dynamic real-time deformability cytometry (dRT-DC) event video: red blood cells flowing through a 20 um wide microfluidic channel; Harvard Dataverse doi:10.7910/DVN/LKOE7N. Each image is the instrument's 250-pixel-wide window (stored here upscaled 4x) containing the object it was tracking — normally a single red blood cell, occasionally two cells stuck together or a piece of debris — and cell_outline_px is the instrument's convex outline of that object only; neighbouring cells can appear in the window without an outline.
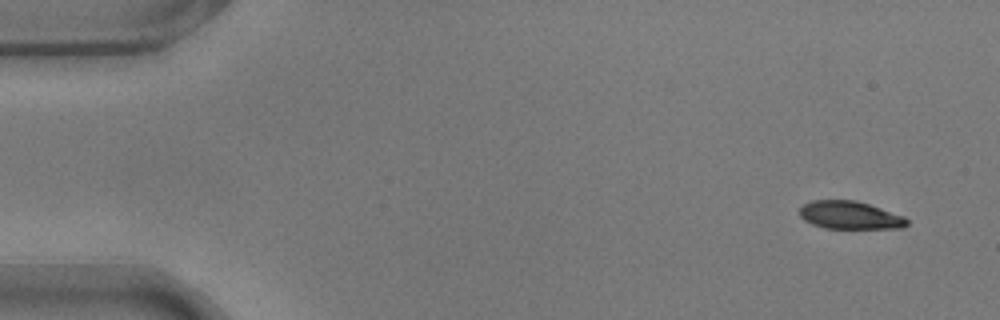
{"species": "common noctule bat (a hibernating species)", "species_latin": "Nyctalus noctula", "temperature_condition": "warm", "stored_images_in_passage": 52, "camera_frame_rate_fps": 3000, "um_per_image_px": 0.085, "animal": {"sex": "male", "body_mass_g": 17.9}, "frame": {"image": 1, "passage_image": 1, "time_ms": 0.0, "image_size_px": [1000, 320], "cell_outline_px": [[908, 224], [904, 228], [824, 228], [812, 224], [804, 220], [800, 216], [800, 208], [804, 204], [812, 200], [856, 200], [904, 216], [908, 220]], "centroid_in_image_um": [72.24, 18.29], "position_along_channel_um": 12.8, "area_um2": 17.4}}
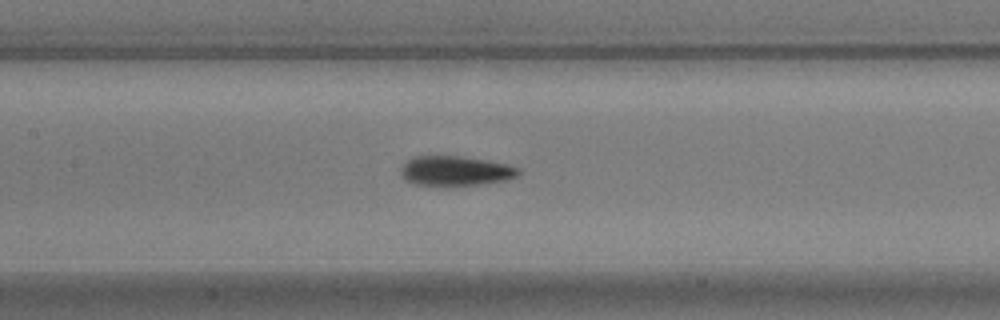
{"frame": {"image": 2, "passage_image": 23, "time_ms": 7.333, "image_size_px": [1000, 320], "cell_outline_px": [[520, 176], [508, 180], [452, 188], [416, 184], [408, 180], [400, 172], [400, 168], [408, 160], [416, 156], [460, 156], [488, 160], [508, 164], [520, 168]], "centroid_in_image_um": [38.78, 14.55], "position_along_channel_um": 168.6, "area_um2": 20.98}}
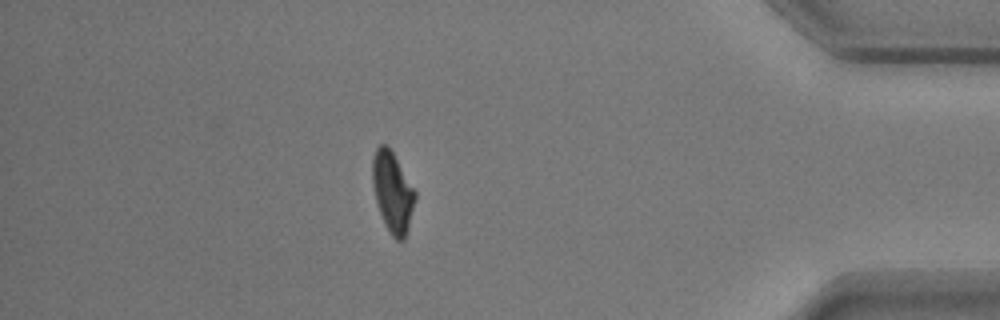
{"frame": {"image": 3, "passage_image": 45, "time_ms": 14.667, "image_size_px": [1000, 320], "cell_outline_px": [[416, 200], [408, 228], [404, 240], [396, 240], [392, 236], [384, 224], [376, 200], [372, 184], [372, 156], [376, 148], [380, 144], [388, 144], [416, 192]], "centroid_in_image_um": [33.36, 16.3], "position_along_channel_um": 401.8, "area_um2": 20.06}, "authors_computed_cell_mechanics": {"area_um2": 20.0855, "velocity_mm_per_s": 3.7348, "shape_relaxation_time_tau1_ms": 3.6815, "shape_relaxation_time_tau2_ms": 2.3164, "deformation_change_tau1": 0.1492, "deformation_change_tau2": 0.0829}}